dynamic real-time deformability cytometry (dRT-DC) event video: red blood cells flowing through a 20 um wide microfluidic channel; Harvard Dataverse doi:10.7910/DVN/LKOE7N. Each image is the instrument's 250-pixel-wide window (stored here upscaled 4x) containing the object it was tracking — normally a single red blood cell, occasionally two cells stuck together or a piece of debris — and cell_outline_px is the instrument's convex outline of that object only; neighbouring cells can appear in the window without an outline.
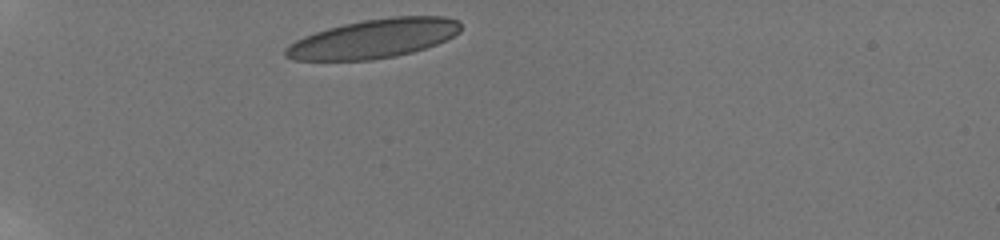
{"species": "human", "species_latin": "Homo sapiens", "temperature_condition": "room temperature", "stored_images_in_passage": 17, "camera_frame_rate_fps": 3000, "um_per_image_px": 0.085, "donor": {"sex": "male"}, "frame": {"image": 1, "passage_image": 1, "time_ms": 0.0, "image_size_px": [1000, 240], "cell_outline_px": [[460, 32], [436, 44], [412, 52], [396, 56], [372, 60], [292, 60], [284, 56], [284, 48], [288, 44], [304, 36], [328, 28], [344, 24], [364, 20], [392, 16], [444, 16], [460, 20]], "centroid_in_image_um": [31.75, 3.28], "position_along_channel_um": 53.3, "area_um2": 39.82}}
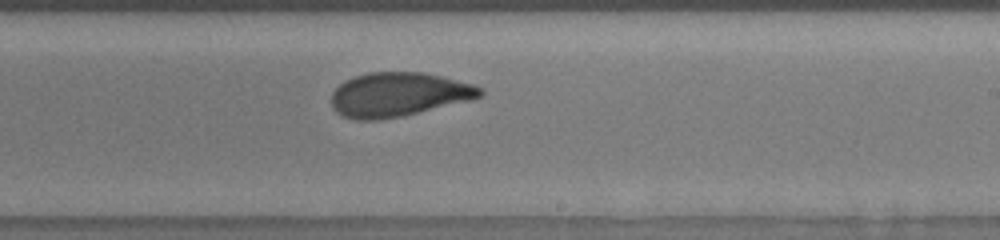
{"frame": {"image": 2, "passage_image": 11, "time_ms": 6.333, "image_size_px": [1000, 240], "cell_outline_px": [[484, 92], [480, 96], [472, 100], [400, 116], [376, 120], [356, 120], [340, 116], [332, 108], [332, 92], [340, 84], [356, 76], [368, 72], [424, 72], [472, 84], [484, 88]], "centroid_in_image_um": [33.86, 8.04], "position_along_channel_um": 255.1, "area_um2": 38.09}}
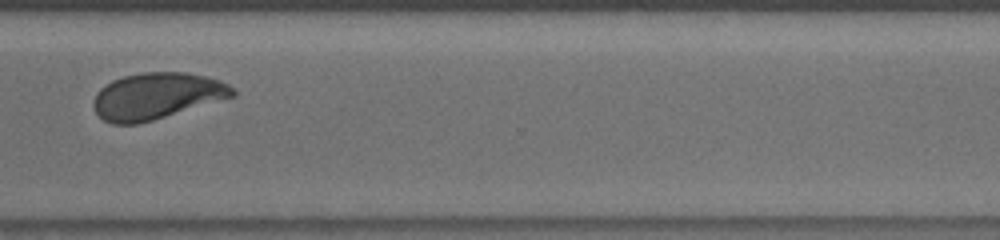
{"frame": {"image": 3, "passage_image": 15, "time_ms": 9.0, "image_size_px": [1000, 240], "cell_outline_px": [[236, 96], [152, 120], [136, 124], [112, 124], [104, 120], [96, 112], [92, 104], [92, 100], [96, 92], [100, 88], [112, 80], [124, 76], [144, 72], [188, 72], [204, 76], [228, 84], [236, 88]], "centroid_in_image_um": [13.31, 8.15], "position_along_channel_um": 357.3, "area_um2": 37.63}, "authors_computed_cell_mechanics": {"area_um2": 38.4948, "velocity_mm_per_s": 3.8186, "shape_relaxation_time_tau1_ms": 4.9929, "shape_relaxation_time_tau2_ms": 1.0482, "deformation_change_tau1": 0.1746, "deformation_change_tau2": 0.0642}}